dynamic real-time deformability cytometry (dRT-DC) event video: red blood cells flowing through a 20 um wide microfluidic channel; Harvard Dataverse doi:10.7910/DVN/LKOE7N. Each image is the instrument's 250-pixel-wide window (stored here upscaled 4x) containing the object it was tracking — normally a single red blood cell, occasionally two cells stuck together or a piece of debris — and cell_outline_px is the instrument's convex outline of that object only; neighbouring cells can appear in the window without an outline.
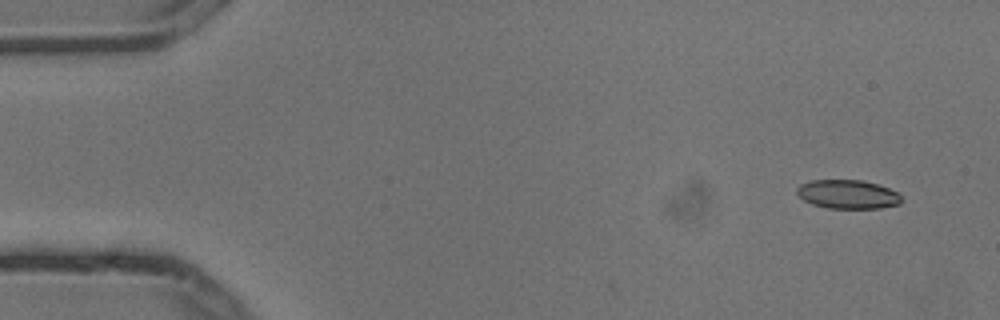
{"species": "common noctule bat (a hibernating species)", "species_latin": "Nyctalus noctula", "temperature_condition": "cold", "stored_images_in_passage": 6, "camera_frame_rate_fps": 3000, "um_per_image_px": 0.085, "animal": {"sex": "male", "body_mass_g": 13.3}, "frame": {"image": 1, "passage_image": 1, "time_ms": 0.0, "image_size_px": [1000, 320], "cell_outline_px": [[900, 204], [880, 208], [828, 208], [812, 204], [804, 200], [796, 192], [796, 188], [800, 184], [812, 180], [860, 180], [876, 184], [888, 188], [896, 192], [900, 196]], "centroid_in_image_um": [72.03, 16.51], "position_along_channel_um": 13.0, "area_um2": 17.4}}
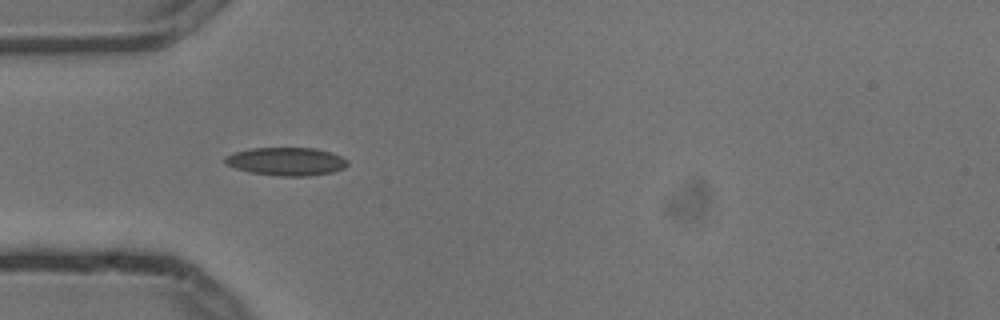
{"frame": {"image": 2, "passage_image": 5, "time_ms": 1.333, "image_size_px": [1000, 320], "cell_outline_px": [[348, 164], [344, 168], [332, 172], [308, 176], [280, 176], [248, 172], [224, 164], [224, 156], [236, 152], [252, 148], [316, 148], [332, 152], [348, 160]], "centroid_in_image_um": [24.34, 13.72], "position_along_channel_um": 60.7, "area_um2": 20.17}}
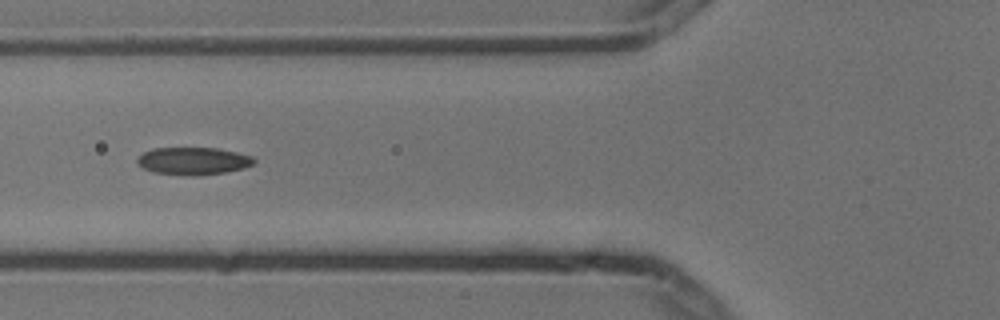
{"frame": {"image": 3, "passage_image": 6, "time_ms": 1.667, "image_size_px": [1000, 320], "cell_outline_px": [[256, 160], [252, 164], [244, 168], [224, 172], [192, 176], [152, 172], [136, 164], [136, 160], [144, 152], [152, 148], [216, 148], [236, 152], [252, 156]], "centroid_in_image_um": [16.4, 13.68], "position_along_channel_um": 109.4, "area_um2": 18.61}}